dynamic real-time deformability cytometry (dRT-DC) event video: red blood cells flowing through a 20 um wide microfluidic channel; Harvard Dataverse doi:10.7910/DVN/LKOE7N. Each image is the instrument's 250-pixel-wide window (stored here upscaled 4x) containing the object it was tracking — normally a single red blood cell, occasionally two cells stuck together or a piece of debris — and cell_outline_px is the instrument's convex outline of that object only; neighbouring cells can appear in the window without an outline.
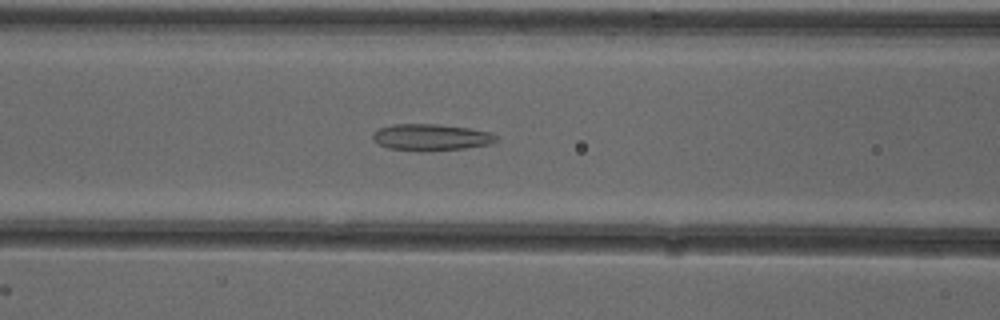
{"species": "common noctule bat (a hibernating species)", "species_latin": "Nyctalus noctula", "temperature_condition": "cold", "stored_images_in_passage": 5, "camera_frame_rate_fps": 3000, "um_per_image_px": 0.085, "animal": {"sex": "female"}, "frame": {"image": 1, "passage_image": 5, "time_ms": 1.333, "image_size_px": [1000, 320], "cell_outline_px": [[496, 140], [488, 144], [464, 148], [420, 152], [388, 148], [372, 140], [372, 132], [380, 128], [392, 124], [436, 124], [468, 128], [492, 132], [496, 136]], "centroid_in_image_um": [36.58, 11.67], "position_along_channel_um": 130.0, "area_um2": 19.13}}